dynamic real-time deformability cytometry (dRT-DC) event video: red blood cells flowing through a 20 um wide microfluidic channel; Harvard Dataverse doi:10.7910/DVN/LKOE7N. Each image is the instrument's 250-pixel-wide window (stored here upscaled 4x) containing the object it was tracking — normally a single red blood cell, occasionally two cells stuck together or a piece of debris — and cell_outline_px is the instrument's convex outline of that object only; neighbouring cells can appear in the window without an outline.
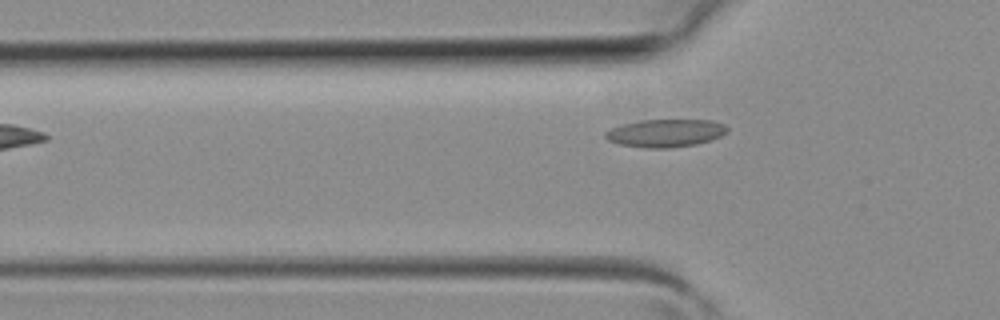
{"species": "common noctule bat (a hibernating species)", "species_latin": "Nyctalus noctula", "temperature_condition": "room temperature", "stored_images_in_passage": 4, "camera_frame_rate_fps": 3000, "um_per_image_px": 0.085, "animal": {"sex": "female", "body_mass_g": 19.3, "forearm_length_mm": 54.1}, "frame": {"image": 1, "passage_image": 3, "time_ms": 0.667, "image_size_px": [1000, 320], "cell_outline_px": [[728, 132], [720, 136], [696, 144], [668, 148], [644, 148], [620, 144], [608, 140], [604, 136], [604, 132], [612, 128], [624, 124], [640, 120], [712, 120], [724, 124], [728, 128]], "centroid_in_image_um": [56.56, 11.31], "position_along_channel_um": 69.2, "area_um2": 19.65}}
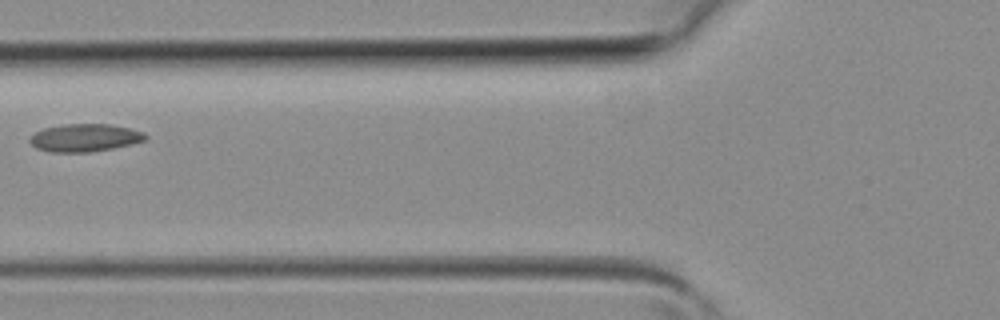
{"frame": {"image": 2, "passage_image": 4, "time_ms": 1.0, "image_size_px": [1000, 320], "cell_outline_px": [[148, 136], [144, 140], [112, 148], [92, 152], [52, 152], [36, 148], [28, 140], [36, 132], [44, 128], [64, 124], [108, 124], [128, 128], [144, 132]], "centroid_in_image_um": [7.18, 11.71], "position_along_channel_um": 118.6, "area_um2": 18.44}}